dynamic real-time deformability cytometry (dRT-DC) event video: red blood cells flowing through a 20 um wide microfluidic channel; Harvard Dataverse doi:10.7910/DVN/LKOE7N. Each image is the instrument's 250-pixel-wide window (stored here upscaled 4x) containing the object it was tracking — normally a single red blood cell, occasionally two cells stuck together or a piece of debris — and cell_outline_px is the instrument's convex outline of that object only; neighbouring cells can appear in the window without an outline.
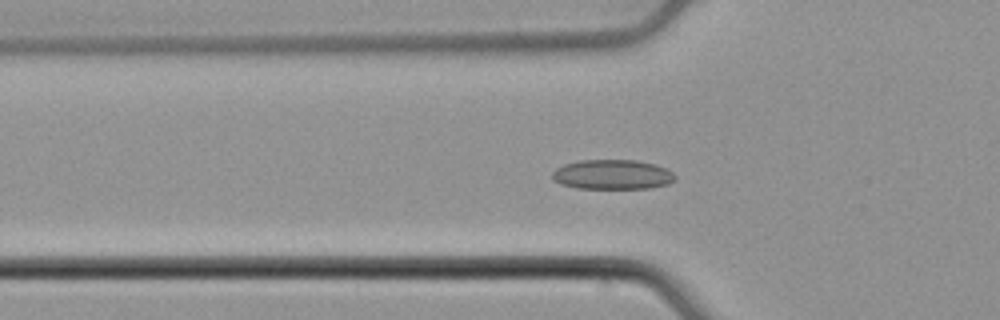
{"species": "common noctule bat (a hibernating species)", "species_latin": "Nyctalus noctula", "temperature_condition": "cold", "stored_images_in_passage": 32, "camera_frame_rate_fps": 3000, "um_per_image_px": 0.085, "animal": {"sex": "male", "body_mass_g": 21.5, "forearm_length_mm": 52.0}, "frame": {"image": 1, "passage_image": 2, "time_ms": 0.333, "image_size_px": [1000, 320], "cell_outline_px": [[676, 180], [668, 184], [648, 188], [576, 188], [560, 184], [552, 180], [552, 172], [556, 168], [564, 164], [580, 160], [636, 160], [656, 164], [672, 172], [676, 176]], "centroid_in_image_um": [52.04, 14.83], "position_along_channel_um": 73.8, "area_um2": 21.39}}
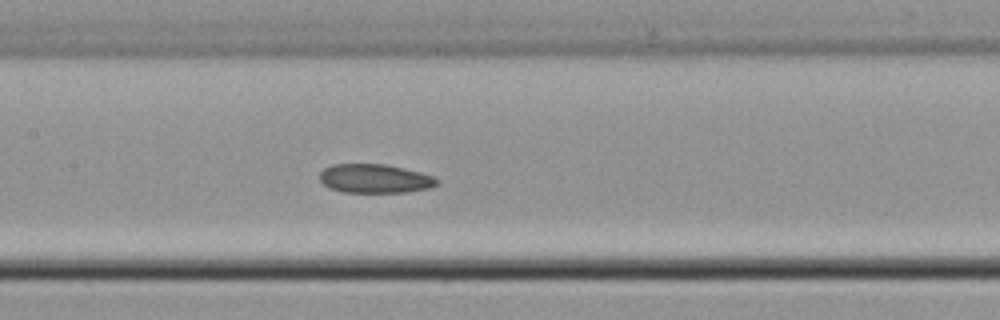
{"frame": {"image": 2, "passage_image": 10, "time_ms": 3.0, "image_size_px": [1000, 320], "cell_outline_px": [[440, 180], [436, 184], [428, 188], [408, 192], [344, 192], [332, 188], [324, 184], [320, 180], [320, 172], [324, 168], [332, 164], [384, 164], [404, 168], [420, 172], [432, 176]], "centroid_in_image_um": [31.86, 15.17], "position_along_channel_um": 175.5, "area_um2": 19.59}}
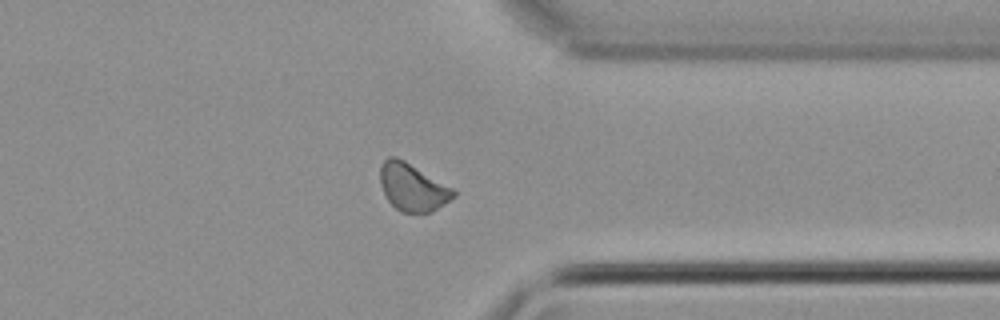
{"frame": {"image": 3, "passage_image": 26, "time_ms": 8.333, "image_size_px": [1000, 320], "cell_outline_px": [[456, 196], [432, 212], [400, 212], [388, 200], [380, 184], [380, 164], [388, 156], [396, 156], [404, 160], [452, 188], [456, 192]], "centroid_in_image_um": [35.05, 15.91], "position_along_channel_um": 376.4, "area_um2": 20.11}, "authors_computed_cell_mechanics": {"area_um2": 20.1433, "velocity_mm_per_s": 3.8424, "shape_relaxation_time_tau1_ms": null, "shape_relaxation_time_tau2_ms": 8.5756, "deformation_change_tau1": null, "deformation_change_tau2": 0.1246}}